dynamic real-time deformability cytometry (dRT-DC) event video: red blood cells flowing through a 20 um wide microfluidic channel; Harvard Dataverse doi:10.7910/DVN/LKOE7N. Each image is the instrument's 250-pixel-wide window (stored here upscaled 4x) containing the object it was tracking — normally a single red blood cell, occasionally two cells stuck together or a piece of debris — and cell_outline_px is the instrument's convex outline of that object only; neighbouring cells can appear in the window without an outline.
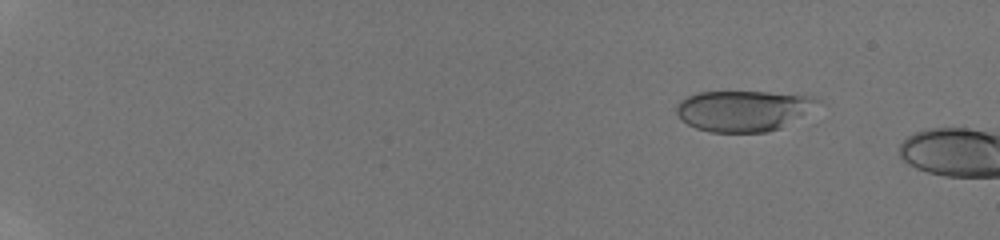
{"species": "human", "species_latin": "Homo sapiens", "temperature_condition": "room temperature", "stored_images_in_passage": 9, "camera_frame_rate_fps": 3000, "um_per_image_px": 0.085, "donor": {"sex": "male"}, "frame": {"image": 1, "passage_image": 6, "time_ms": 2.333, "image_size_px": [1000, 240], "cell_outline_px": [[820, 100], [804, 112], [780, 128], [768, 132], [708, 132], [696, 128], [680, 120], [676, 112], [676, 104], [680, 100], [688, 96], [700, 92], [768, 92], [812, 96]], "centroid_in_image_um": [63.06, 9.41], "position_along_channel_um": 21.9, "area_um2": 33.0}}